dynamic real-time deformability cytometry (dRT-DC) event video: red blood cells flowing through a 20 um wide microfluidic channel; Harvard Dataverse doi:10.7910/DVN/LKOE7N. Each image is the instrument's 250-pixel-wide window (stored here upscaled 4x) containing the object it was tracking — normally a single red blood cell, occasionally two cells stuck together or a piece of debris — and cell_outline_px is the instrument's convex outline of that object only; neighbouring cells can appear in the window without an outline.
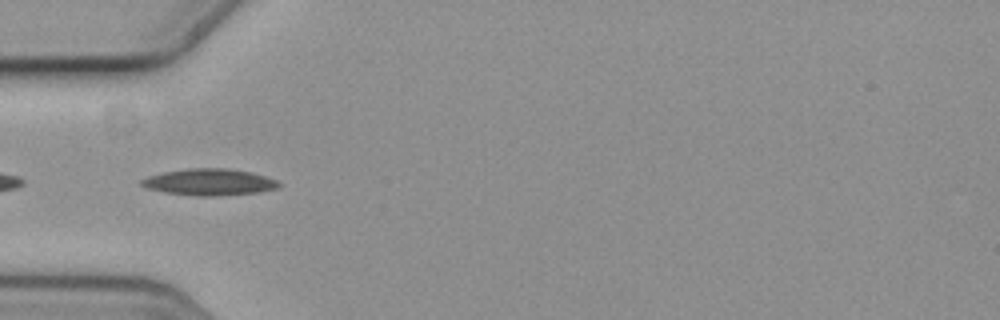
{"species": "common noctule bat (a hibernating species)", "species_latin": "Nyctalus noctula", "temperature_condition": "cold", "stored_images_in_passage": 24, "camera_frame_rate_fps": 3000, "um_per_image_px": 0.085, "animal": {"sex": "female", "body_mass_g": 19.3, "forearm_length_mm": 54.1}, "frame": {"image": 1, "passage_image": 11, "time_ms": 3.333, "image_size_px": [1000, 320], "cell_outline_px": [[280, 188], [260, 192], [216, 196], [196, 196], [164, 192], [148, 188], [140, 184], [140, 180], [148, 176], [164, 172], [192, 168], [224, 168], [252, 172], [276, 180], [280, 184]], "centroid_in_image_um": [17.81, 15.48], "position_along_channel_um": 67.2, "area_um2": 21.21}}
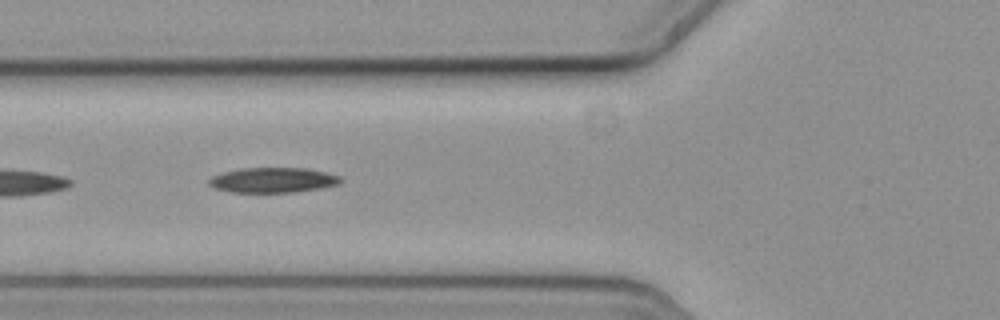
{"frame": {"image": 2, "passage_image": 14, "time_ms": 4.333, "image_size_px": [1000, 320], "cell_outline_px": [[340, 184], [320, 188], [292, 192], [232, 192], [216, 188], [208, 184], [208, 180], [212, 176], [224, 172], [240, 168], [308, 168], [340, 176]], "centroid_in_image_um": [23.19, 15.3], "position_along_channel_um": 102.6, "area_um2": 19.07}}